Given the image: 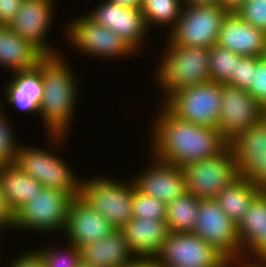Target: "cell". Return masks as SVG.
Instances as JSON below:
<instances>
[{
    "label": "cell",
    "instance_id": "cell-7",
    "mask_svg": "<svg viewBox=\"0 0 266 267\" xmlns=\"http://www.w3.org/2000/svg\"><path fill=\"white\" fill-rule=\"evenodd\" d=\"M229 11L220 5L184 4L179 19L165 35L166 45L211 48L216 45Z\"/></svg>",
    "mask_w": 266,
    "mask_h": 267
},
{
    "label": "cell",
    "instance_id": "cell-1",
    "mask_svg": "<svg viewBox=\"0 0 266 267\" xmlns=\"http://www.w3.org/2000/svg\"><path fill=\"white\" fill-rule=\"evenodd\" d=\"M158 107L152 116V131L147 133L150 139L147 151L157 160L183 167L214 157L228 146L218 129L181 120L161 103Z\"/></svg>",
    "mask_w": 266,
    "mask_h": 267
},
{
    "label": "cell",
    "instance_id": "cell-38",
    "mask_svg": "<svg viewBox=\"0 0 266 267\" xmlns=\"http://www.w3.org/2000/svg\"><path fill=\"white\" fill-rule=\"evenodd\" d=\"M7 231H11V233L13 231V213L6 206L0 190V237L1 234H5Z\"/></svg>",
    "mask_w": 266,
    "mask_h": 267
},
{
    "label": "cell",
    "instance_id": "cell-46",
    "mask_svg": "<svg viewBox=\"0 0 266 267\" xmlns=\"http://www.w3.org/2000/svg\"><path fill=\"white\" fill-rule=\"evenodd\" d=\"M79 267H94V266H91L90 264L81 261Z\"/></svg>",
    "mask_w": 266,
    "mask_h": 267
},
{
    "label": "cell",
    "instance_id": "cell-9",
    "mask_svg": "<svg viewBox=\"0 0 266 267\" xmlns=\"http://www.w3.org/2000/svg\"><path fill=\"white\" fill-rule=\"evenodd\" d=\"M181 168L186 192L198 199H215L225 187L239 178L236 158L229 146L214 157Z\"/></svg>",
    "mask_w": 266,
    "mask_h": 267
},
{
    "label": "cell",
    "instance_id": "cell-22",
    "mask_svg": "<svg viewBox=\"0 0 266 267\" xmlns=\"http://www.w3.org/2000/svg\"><path fill=\"white\" fill-rule=\"evenodd\" d=\"M82 262L94 267H122L136 256L121 230H114L104 239L79 247Z\"/></svg>",
    "mask_w": 266,
    "mask_h": 267
},
{
    "label": "cell",
    "instance_id": "cell-10",
    "mask_svg": "<svg viewBox=\"0 0 266 267\" xmlns=\"http://www.w3.org/2000/svg\"><path fill=\"white\" fill-rule=\"evenodd\" d=\"M221 103V84L210 80L173 93L163 105L181 120L218 129Z\"/></svg>",
    "mask_w": 266,
    "mask_h": 267
},
{
    "label": "cell",
    "instance_id": "cell-5",
    "mask_svg": "<svg viewBox=\"0 0 266 267\" xmlns=\"http://www.w3.org/2000/svg\"><path fill=\"white\" fill-rule=\"evenodd\" d=\"M83 178L79 198L120 230L132 217L135 187L130 178L114 179L109 175ZM113 178V179H112ZM124 180V181H123Z\"/></svg>",
    "mask_w": 266,
    "mask_h": 267
},
{
    "label": "cell",
    "instance_id": "cell-19",
    "mask_svg": "<svg viewBox=\"0 0 266 267\" xmlns=\"http://www.w3.org/2000/svg\"><path fill=\"white\" fill-rule=\"evenodd\" d=\"M216 45L240 56L266 55V33L244 22L236 12L224 18Z\"/></svg>",
    "mask_w": 266,
    "mask_h": 267
},
{
    "label": "cell",
    "instance_id": "cell-21",
    "mask_svg": "<svg viewBox=\"0 0 266 267\" xmlns=\"http://www.w3.org/2000/svg\"><path fill=\"white\" fill-rule=\"evenodd\" d=\"M136 257L155 258L168 237L166 220L132 218L121 229Z\"/></svg>",
    "mask_w": 266,
    "mask_h": 267
},
{
    "label": "cell",
    "instance_id": "cell-41",
    "mask_svg": "<svg viewBox=\"0 0 266 267\" xmlns=\"http://www.w3.org/2000/svg\"><path fill=\"white\" fill-rule=\"evenodd\" d=\"M245 0H220V6L229 12H235Z\"/></svg>",
    "mask_w": 266,
    "mask_h": 267
},
{
    "label": "cell",
    "instance_id": "cell-30",
    "mask_svg": "<svg viewBox=\"0 0 266 267\" xmlns=\"http://www.w3.org/2000/svg\"><path fill=\"white\" fill-rule=\"evenodd\" d=\"M241 56L229 49L214 45L210 48L209 69L211 81L226 84L234 76L235 64Z\"/></svg>",
    "mask_w": 266,
    "mask_h": 267
},
{
    "label": "cell",
    "instance_id": "cell-15",
    "mask_svg": "<svg viewBox=\"0 0 266 267\" xmlns=\"http://www.w3.org/2000/svg\"><path fill=\"white\" fill-rule=\"evenodd\" d=\"M99 3L84 14L96 24L115 32L139 55L148 43L146 37L150 32L140 7L129 8L106 0Z\"/></svg>",
    "mask_w": 266,
    "mask_h": 267
},
{
    "label": "cell",
    "instance_id": "cell-14",
    "mask_svg": "<svg viewBox=\"0 0 266 267\" xmlns=\"http://www.w3.org/2000/svg\"><path fill=\"white\" fill-rule=\"evenodd\" d=\"M239 177L266 191V119L248 127L228 142Z\"/></svg>",
    "mask_w": 266,
    "mask_h": 267
},
{
    "label": "cell",
    "instance_id": "cell-27",
    "mask_svg": "<svg viewBox=\"0 0 266 267\" xmlns=\"http://www.w3.org/2000/svg\"><path fill=\"white\" fill-rule=\"evenodd\" d=\"M183 5V0H143L140 10L149 31L153 27H163V30L169 27L165 30V35L179 19Z\"/></svg>",
    "mask_w": 266,
    "mask_h": 267
},
{
    "label": "cell",
    "instance_id": "cell-23",
    "mask_svg": "<svg viewBox=\"0 0 266 267\" xmlns=\"http://www.w3.org/2000/svg\"><path fill=\"white\" fill-rule=\"evenodd\" d=\"M44 55L9 26H0V68L16 73L35 68Z\"/></svg>",
    "mask_w": 266,
    "mask_h": 267
},
{
    "label": "cell",
    "instance_id": "cell-35",
    "mask_svg": "<svg viewBox=\"0 0 266 267\" xmlns=\"http://www.w3.org/2000/svg\"><path fill=\"white\" fill-rule=\"evenodd\" d=\"M247 91L259 104L266 107V55L257 57L253 83Z\"/></svg>",
    "mask_w": 266,
    "mask_h": 267
},
{
    "label": "cell",
    "instance_id": "cell-40",
    "mask_svg": "<svg viewBox=\"0 0 266 267\" xmlns=\"http://www.w3.org/2000/svg\"><path fill=\"white\" fill-rule=\"evenodd\" d=\"M122 267H159L155 258L151 257H135L128 264H124Z\"/></svg>",
    "mask_w": 266,
    "mask_h": 267
},
{
    "label": "cell",
    "instance_id": "cell-36",
    "mask_svg": "<svg viewBox=\"0 0 266 267\" xmlns=\"http://www.w3.org/2000/svg\"><path fill=\"white\" fill-rule=\"evenodd\" d=\"M8 263L5 267H45L42 258L31 248L25 252L21 251V254L19 253L15 259Z\"/></svg>",
    "mask_w": 266,
    "mask_h": 267
},
{
    "label": "cell",
    "instance_id": "cell-2",
    "mask_svg": "<svg viewBox=\"0 0 266 267\" xmlns=\"http://www.w3.org/2000/svg\"><path fill=\"white\" fill-rule=\"evenodd\" d=\"M66 58L64 52L44 56L36 66L43 84V98L38 116L42 118L40 120L46 135L70 136L69 130L77 112L80 78Z\"/></svg>",
    "mask_w": 266,
    "mask_h": 267
},
{
    "label": "cell",
    "instance_id": "cell-26",
    "mask_svg": "<svg viewBox=\"0 0 266 267\" xmlns=\"http://www.w3.org/2000/svg\"><path fill=\"white\" fill-rule=\"evenodd\" d=\"M241 177L225 187L215 198L220 208L236 223L245 216L252 201L262 192Z\"/></svg>",
    "mask_w": 266,
    "mask_h": 267
},
{
    "label": "cell",
    "instance_id": "cell-44",
    "mask_svg": "<svg viewBox=\"0 0 266 267\" xmlns=\"http://www.w3.org/2000/svg\"><path fill=\"white\" fill-rule=\"evenodd\" d=\"M262 258H266V214H265L264 233H262Z\"/></svg>",
    "mask_w": 266,
    "mask_h": 267
},
{
    "label": "cell",
    "instance_id": "cell-28",
    "mask_svg": "<svg viewBox=\"0 0 266 267\" xmlns=\"http://www.w3.org/2000/svg\"><path fill=\"white\" fill-rule=\"evenodd\" d=\"M199 199L185 193L166 205L169 232H192L198 217Z\"/></svg>",
    "mask_w": 266,
    "mask_h": 267
},
{
    "label": "cell",
    "instance_id": "cell-8",
    "mask_svg": "<svg viewBox=\"0 0 266 267\" xmlns=\"http://www.w3.org/2000/svg\"><path fill=\"white\" fill-rule=\"evenodd\" d=\"M64 36L76 52L84 56L106 60L135 59L138 55L121 37L112 30L96 24L85 14L75 15L66 22ZM70 42V43H69Z\"/></svg>",
    "mask_w": 266,
    "mask_h": 267
},
{
    "label": "cell",
    "instance_id": "cell-16",
    "mask_svg": "<svg viewBox=\"0 0 266 267\" xmlns=\"http://www.w3.org/2000/svg\"><path fill=\"white\" fill-rule=\"evenodd\" d=\"M221 101L218 130L227 142L264 118V107L247 90L221 84Z\"/></svg>",
    "mask_w": 266,
    "mask_h": 267
},
{
    "label": "cell",
    "instance_id": "cell-45",
    "mask_svg": "<svg viewBox=\"0 0 266 267\" xmlns=\"http://www.w3.org/2000/svg\"><path fill=\"white\" fill-rule=\"evenodd\" d=\"M2 100H3V97H2V99H1V96H0V115H1V114L4 112V110H5V109H3V107L6 108L5 105L3 106V102H1Z\"/></svg>",
    "mask_w": 266,
    "mask_h": 267
},
{
    "label": "cell",
    "instance_id": "cell-34",
    "mask_svg": "<svg viewBox=\"0 0 266 267\" xmlns=\"http://www.w3.org/2000/svg\"><path fill=\"white\" fill-rule=\"evenodd\" d=\"M256 64L257 57L241 56L235 64L234 76L225 85L247 90L253 83V71H255Z\"/></svg>",
    "mask_w": 266,
    "mask_h": 267
},
{
    "label": "cell",
    "instance_id": "cell-13",
    "mask_svg": "<svg viewBox=\"0 0 266 267\" xmlns=\"http://www.w3.org/2000/svg\"><path fill=\"white\" fill-rule=\"evenodd\" d=\"M56 2L57 0H23L16 16L8 25L15 34L36 47L44 56L63 53L62 46L59 49L47 38L56 18Z\"/></svg>",
    "mask_w": 266,
    "mask_h": 267
},
{
    "label": "cell",
    "instance_id": "cell-25",
    "mask_svg": "<svg viewBox=\"0 0 266 267\" xmlns=\"http://www.w3.org/2000/svg\"><path fill=\"white\" fill-rule=\"evenodd\" d=\"M42 188L36 179L24 173L16 164L0 167V190L13 214Z\"/></svg>",
    "mask_w": 266,
    "mask_h": 267
},
{
    "label": "cell",
    "instance_id": "cell-4",
    "mask_svg": "<svg viewBox=\"0 0 266 267\" xmlns=\"http://www.w3.org/2000/svg\"><path fill=\"white\" fill-rule=\"evenodd\" d=\"M159 63L154 70L156 89L163 94V104L173 93L198 84L209 82V48L164 45ZM154 80V81H153ZM158 87V88H157ZM160 88V89H159Z\"/></svg>",
    "mask_w": 266,
    "mask_h": 267
},
{
    "label": "cell",
    "instance_id": "cell-24",
    "mask_svg": "<svg viewBox=\"0 0 266 267\" xmlns=\"http://www.w3.org/2000/svg\"><path fill=\"white\" fill-rule=\"evenodd\" d=\"M266 214V191H262L251 203L245 216L237 224V235L242 254L262 258V233Z\"/></svg>",
    "mask_w": 266,
    "mask_h": 267
},
{
    "label": "cell",
    "instance_id": "cell-6",
    "mask_svg": "<svg viewBox=\"0 0 266 267\" xmlns=\"http://www.w3.org/2000/svg\"><path fill=\"white\" fill-rule=\"evenodd\" d=\"M72 199L66 192L43 187L13 214V231H31L30 234L42 236L56 231L58 235L64 234Z\"/></svg>",
    "mask_w": 266,
    "mask_h": 267
},
{
    "label": "cell",
    "instance_id": "cell-32",
    "mask_svg": "<svg viewBox=\"0 0 266 267\" xmlns=\"http://www.w3.org/2000/svg\"><path fill=\"white\" fill-rule=\"evenodd\" d=\"M132 217L140 219L166 220V205L149 195L133 192Z\"/></svg>",
    "mask_w": 266,
    "mask_h": 267
},
{
    "label": "cell",
    "instance_id": "cell-43",
    "mask_svg": "<svg viewBox=\"0 0 266 267\" xmlns=\"http://www.w3.org/2000/svg\"><path fill=\"white\" fill-rule=\"evenodd\" d=\"M184 4L191 5H212L217 6L220 5V0H183Z\"/></svg>",
    "mask_w": 266,
    "mask_h": 267
},
{
    "label": "cell",
    "instance_id": "cell-18",
    "mask_svg": "<svg viewBox=\"0 0 266 267\" xmlns=\"http://www.w3.org/2000/svg\"><path fill=\"white\" fill-rule=\"evenodd\" d=\"M116 230L99 212L90 208L79 197L70 202L66 229L63 234L68 242L78 248L98 242Z\"/></svg>",
    "mask_w": 266,
    "mask_h": 267
},
{
    "label": "cell",
    "instance_id": "cell-31",
    "mask_svg": "<svg viewBox=\"0 0 266 267\" xmlns=\"http://www.w3.org/2000/svg\"><path fill=\"white\" fill-rule=\"evenodd\" d=\"M7 112L0 115V167L15 164L20 142L10 124ZM17 138V139H16ZM18 140V142H17Z\"/></svg>",
    "mask_w": 266,
    "mask_h": 267
},
{
    "label": "cell",
    "instance_id": "cell-42",
    "mask_svg": "<svg viewBox=\"0 0 266 267\" xmlns=\"http://www.w3.org/2000/svg\"><path fill=\"white\" fill-rule=\"evenodd\" d=\"M106 1L129 8H137L141 6V0H106Z\"/></svg>",
    "mask_w": 266,
    "mask_h": 267
},
{
    "label": "cell",
    "instance_id": "cell-39",
    "mask_svg": "<svg viewBox=\"0 0 266 267\" xmlns=\"http://www.w3.org/2000/svg\"><path fill=\"white\" fill-rule=\"evenodd\" d=\"M232 267H266V258L243 255L242 258L232 264Z\"/></svg>",
    "mask_w": 266,
    "mask_h": 267
},
{
    "label": "cell",
    "instance_id": "cell-17",
    "mask_svg": "<svg viewBox=\"0 0 266 267\" xmlns=\"http://www.w3.org/2000/svg\"><path fill=\"white\" fill-rule=\"evenodd\" d=\"M147 154L150 157L148 165L130 178L135 190L155 197L165 205L185 194L186 184L182 168L157 160L148 152Z\"/></svg>",
    "mask_w": 266,
    "mask_h": 267
},
{
    "label": "cell",
    "instance_id": "cell-3",
    "mask_svg": "<svg viewBox=\"0 0 266 267\" xmlns=\"http://www.w3.org/2000/svg\"><path fill=\"white\" fill-rule=\"evenodd\" d=\"M45 136H47L46 140L48 139L47 144L49 148L48 145L46 148L42 145L40 146V144L39 146L37 144L34 146V144L22 143L17 151L15 164L24 173L36 179L43 187L66 192L72 198L79 197L82 177L80 178L77 172L72 170L73 168L70 166V163L68 164L63 159L64 157H61L59 152L57 153V150H61V146L62 149L63 146L65 147L66 139L69 136Z\"/></svg>",
    "mask_w": 266,
    "mask_h": 267
},
{
    "label": "cell",
    "instance_id": "cell-11",
    "mask_svg": "<svg viewBox=\"0 0 266 267\" xmlns=\"http://www.w3.org/2000/svg\"><path fill=\"white\" fill-rule=\"evenodd\" d=\"M159 267H232V263L192 232H169L155 257Z\"/></svg>",
    "mask_w": 266,
    "mask_h": 267
},
{
    "label": "cell",
    "instance_id": "cell-37",
    "mask_svg": "<svg viewBox=\"0 0 266 267\" xmlns=\"http://www.w3.org/2000/svg\"><path fill=\"white\" fill-rule=\"evenodd\" d=\"M23 0H0V26H8L16 16Z\"/></svg>",
    "mask_w": 266,
    "mask_h": 267
},
{
    "label": "cell",
    "instance_id": "cell-33",
    "mask_svg": "<svg viewBox=\"0 0 266 267\" xmlns=\"http://www.w3.org/2000/svg\"><path fill=\"white\" fill-rule=\"evenodd\" d=\"M235 12L244 22L266 33V0H245Z\"/></svg>",
    "mask_w": 266,
    "mask_h": 267
},
{
    "label": "cell",
    "instance_id": "cell-12",
    "mask_svg": "<svg viewBox=\"0 0 266 267\" xmlns=\"http://www.w3.org/2000/svg\"><path fill=\"white\" fill-rule=\"evenodd\" d=\"M192 233L214 246L232 264L243 256L237 225L215 199H199L198 217Z\"/></svg>",
    "mask_w": 266,
    "mask_h": 267
},
{
    "label": "cell",
    "instance_id": "cell-29",
    "mask_svg": "<svg viewBox=\"0 0 266 267\" xmlns=\"http://www.w3.org/2000/svg\"><path fill=\"white\" fill-rule=\"evenodd\" d=\"M51 241H53L52 244L48 241L47 245L43 244L37 249L33 248L42 258L45 267H79L81 257L80 250L76 245L68 241L64 243V240L61 243L64 245L57 244L56 241L53 244L54 240Z\"/></svg>",
    "mask_w": 266,
    "mask_h": 267
},
{
    "label": "cell",
    "instance_id": "cell-20",
    "mask_svg": "<svg viewBox=\"0 0 266 267\" xmlns=\"http://www.w3.org/2000/svg\"><path fill=\"white\" fill-rule=\"evenodd\" d=\"M13 75V76H12ZM1 92L3 102L17 108V112L37 114L43 98V84L40 71L30 70L12 73ZM8 82V83H7ZM6 98V99H5ZM34 113V114H33Z\"/></svg>",
    "mask_w": 266,
    "mask_h": 267
}]
</instances>
